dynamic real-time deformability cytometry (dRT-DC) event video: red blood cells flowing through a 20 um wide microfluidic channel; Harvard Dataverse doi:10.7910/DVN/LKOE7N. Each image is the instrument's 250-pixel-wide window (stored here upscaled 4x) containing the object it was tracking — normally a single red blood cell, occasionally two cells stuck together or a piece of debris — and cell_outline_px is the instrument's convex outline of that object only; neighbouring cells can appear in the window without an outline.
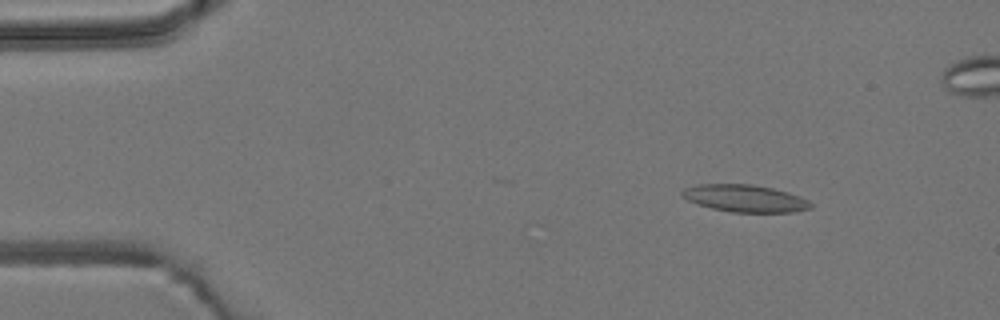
{"species": "common noctule bat (a hibernating species)", "species_latin": "Nyctalus noctula", "temperature_condition": "room temperature", "stored_images_in_passage": 6, "camera_frame_rate_fps": 3000, "um_per_image_px": 0.085, "animal": {"sex": "male", "body_mass_g": 19.2, "forearm_length_mm": 51.8}, "frame": {"image": 1, "passage_image": 2, "time_ms": 0.333, "image_size_px": [1000, 320], "cell_outline_px": [[812, 208], [792, 212], [732, 212], [712, 208], [688, 200], [680, 192], [684, 188], [700, 184], [748, 184], [772, 188], [788, 192], [800, 196], [808, 200], [812, 204]], "centroid_in_image_um": [63.35, 16.86], "position_along_channel_um": 21.6, "area_um2": 20.17}}
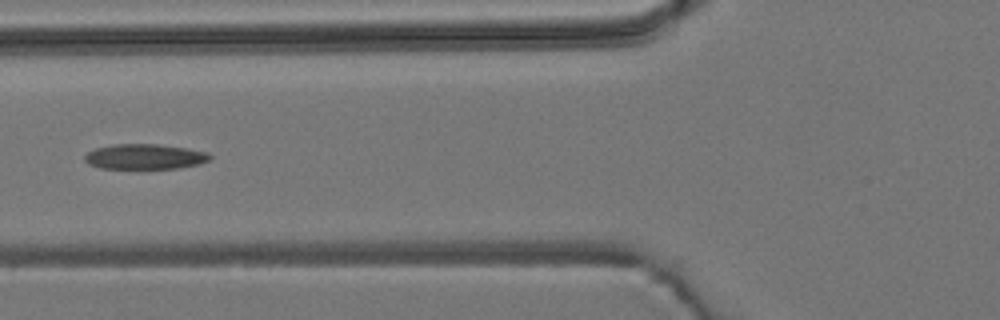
{"frame": {"image": 2, "passage_image": 6, "time_ms": 1.667, "image_size_px": [1000, 320], "cell_outline_px": [[212, 156], [208, 160], [200, 164], [180, 168], [100, 168], [88, 164], [84, 160], [84, 156], [88, 152], [96, 148], [112, 144], [156, 144], [188, 148], [208, 152]], "centroid_in_image_um": [12.31, 13.31], "position_along_channel_um": 113.5, "area_um2": 18.44}}